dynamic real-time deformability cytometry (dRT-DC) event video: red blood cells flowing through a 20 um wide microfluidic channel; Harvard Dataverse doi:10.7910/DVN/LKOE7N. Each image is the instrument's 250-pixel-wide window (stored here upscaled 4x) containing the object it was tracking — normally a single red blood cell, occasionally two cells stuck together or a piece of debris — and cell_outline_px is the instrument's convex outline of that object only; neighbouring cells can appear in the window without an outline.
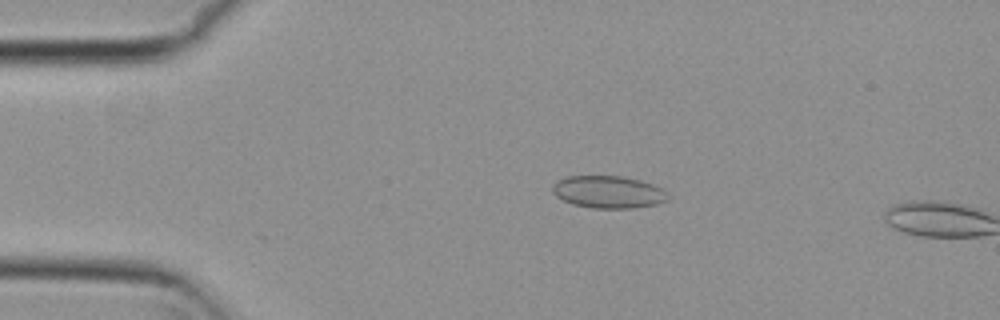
{"species": "common noctule bat (a hibernating species)", "species_latin": "Nyctalus noctula", "temperature_condition": "cold", "stored_images_in_passage": 12, "camera_frame_rate_fps": 3000, "um_per_image_px": 0.085, "animal": {"sex": "female", "body_mass_g": 29.2, "forearm_length_mm": 56.3}, "frame": {"image": 1, "passage_image": 10, "time_ms": 3.0, "image_size_px": [1000, 320], "cell_outline_px": [[668, 200], [656, 204], [632, 208], [592, 208], [572, 204], [556, 196], [552, 192], [552, 184], [556, 180], [568, 176], [624, 176], [640, 180], [652, 184], [668, 192]], "centroid_in_image_um": [51.69, 16.31], "position_along_channel_um": 33.3, "area_um2": 21.85}}